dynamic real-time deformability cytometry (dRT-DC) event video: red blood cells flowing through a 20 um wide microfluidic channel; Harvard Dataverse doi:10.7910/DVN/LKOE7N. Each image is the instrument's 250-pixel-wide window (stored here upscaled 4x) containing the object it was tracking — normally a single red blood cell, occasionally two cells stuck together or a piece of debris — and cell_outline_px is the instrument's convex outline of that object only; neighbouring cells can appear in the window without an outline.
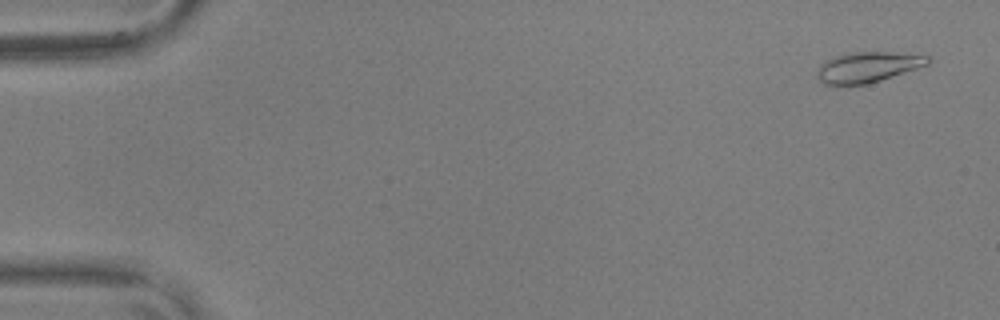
{"species": "common noctule bat (a hibernating species)", "species_latin": "Nyctalus noctula", "temperature_condition": "warm", "stored_images_in_passage": 56, "camera_frame_rate_fps": 3000, "um_per_image_px": 0.085, "animal": {"sex": "male", "body_mass_g": 17.9, "forearm_length_mm": 54.2}, "frame": {"image": 1, "passage_image": 3, "time_ms": 0.667, "image_size_px": [1000, 320], "cell_outline_px": [[928, 64], [868, 84], [824, 84], [816, 76], [816, 72], [820, 64], [836, 56], [848, 52], [888, 52], [928, 56]], "centroid_in_image_um": [73.7, 5.7], "position_along_channel_um": 11.3, "area_um2": 19.19}}
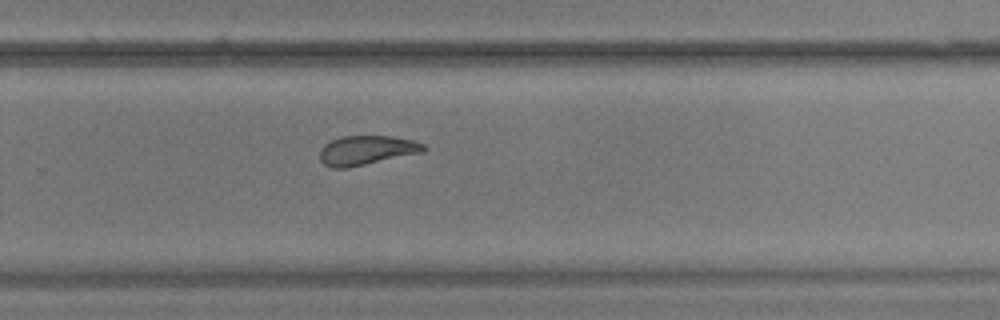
{"frame": {"image": 2, "passage_image": 38, "time_ms": 12.333, "image_size_px": [1000, 320], "cell_outline_px": [[428, 148], [424, 152], [348, 168], [332, 168], [324, 164], [320, 160], [320, 148], [324, 144], [340, 136], [392, 136], [412, 140], [424, 144]], "centroid_in_image_um": [31.16, 12.77], "position_along_channel_um": 298.6, "area_um2": 17.92}}
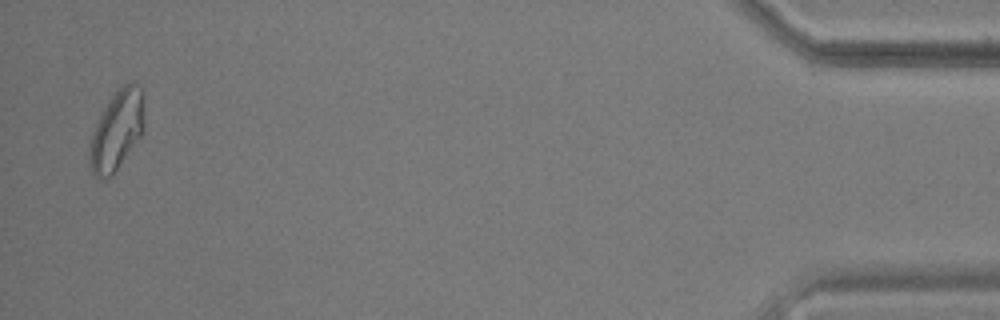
{"frame": {"image": 3, "passage_image": 55, "time_ms": 18.0, "image_size_px": [1000, 320], "cell_outline_px": [[144, 132], [112, 176], [96, 176], [92, 172], [88, 160], [92, 132], [104, 108], [112, 96], [124, 84], [132, 80], [140, 84], [144, 88]], "centroid_in_image_um": [9.98, 11.01], "position_along_channel_um": 425.2, "area_um2": 25.49}, "authors_computed_cell_mechanics": {"area_um2": 19.1029, "velocity_mm_per_s": 3.6321, "shape_relaxation_time_tau1_ms": null, "shape_relaxation_time_tau2_ms": 1.9604, "deformation_change_tau1": null, "deformation_change_tau2": 0.0877}}